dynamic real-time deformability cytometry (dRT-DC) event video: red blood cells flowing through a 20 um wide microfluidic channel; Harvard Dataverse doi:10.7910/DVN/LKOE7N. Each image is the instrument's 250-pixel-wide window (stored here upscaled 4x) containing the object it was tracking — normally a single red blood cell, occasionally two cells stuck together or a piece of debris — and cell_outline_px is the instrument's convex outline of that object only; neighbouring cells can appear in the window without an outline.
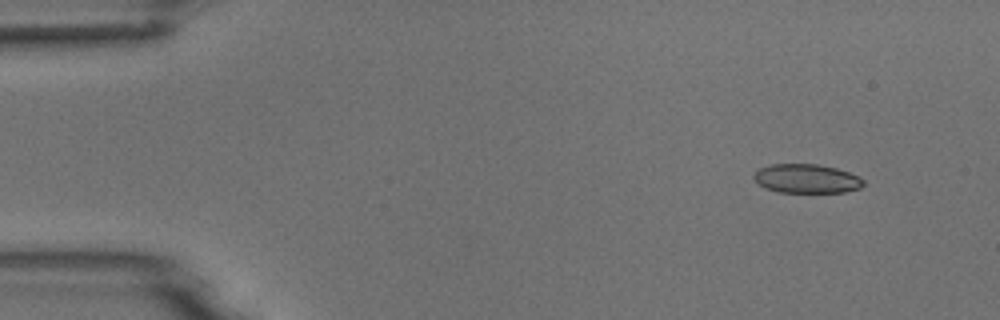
{"species": "common noctule bat (a hibernating species)", "species_latin": "Nyctalus noctula", "temperature_condition": "room temperature", "stored_images_in_passage": 5, "camera_frame_rate_fps": 3000, "um_per_image_px": 0.085, "animal": {"sex": "male", "body_mass_g": 18.8}, "frame": {"image": 1, "passage_image": 1, "time_ms": 0.0, "image_size_px": [1000, 320], "cell_outline_px": [[864, 184], [860, 188], [844, 192], [780, 192], [764, 188], [752, 176], [760, 168], [772, 164], [816, 164], [836, 168], [848, 172], [864, 180]], "centroid_in_image_um": [68.56, 15.18], "position_along_channel_um": 16.4, "area_um2": 18.32}}
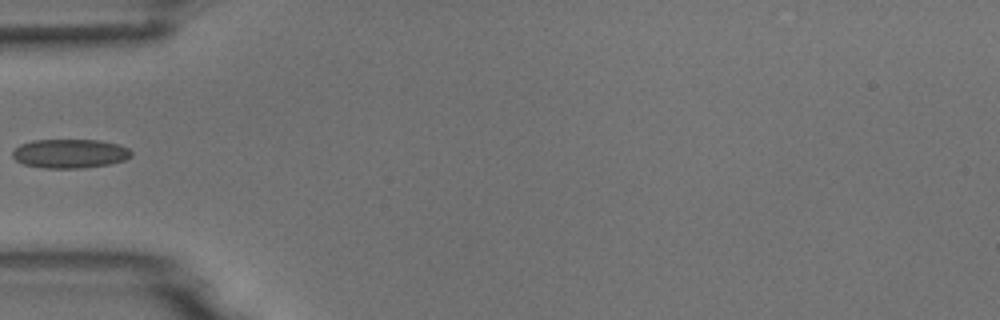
{"frame": {"image": 2, "passage_image": 4, "time_ms": 4.333, "image_size_px": [1000, 320], "cell_outline_px": [[132, 156], [124, 160], [108, 164], [84, 168], [44, 168], [24, 164], [16, 160], [12, 156], [12, 152], [20, 144], [32, 140], [100, 140], [120, 144], [128, 148], [132, 152]], "centroid_in_image_um": [5.96, 13.05], "position_along_channel_um": 79.0, "area_um2": 20.17}}